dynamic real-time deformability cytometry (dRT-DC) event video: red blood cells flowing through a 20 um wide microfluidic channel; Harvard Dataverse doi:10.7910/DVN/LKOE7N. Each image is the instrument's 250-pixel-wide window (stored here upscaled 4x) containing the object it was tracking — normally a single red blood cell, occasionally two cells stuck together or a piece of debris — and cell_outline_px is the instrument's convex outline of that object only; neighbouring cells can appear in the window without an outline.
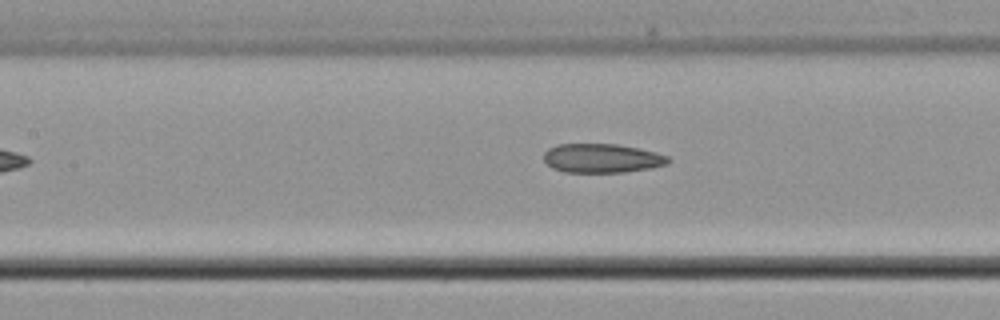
{"species": "common noctule bat (a hibernating species)", "species_latin": "Nyctalus noctula", "temperature_condition": "cold", "stored_images_in_passage": 4, "camera_frame_rate_fps": 3000, "um_per_image_px": 0.085, "animal": {"sex": "male", "body_mass_g": 21.5, "forearm_length_mm": 52.0}, "frame": {"image": 1, "passage_image": 4, "time_ms": 3.667, "image_size_px": [1000, 320], "cell_outline_px": [[672, 160], [668, 164], [648, 168], [624, 172], [564, 172], [552, 168], [544, 160], [544, 152], [548, 148], [556, 144], [616, 144], [656, 152], [668, 156]], "centroid_in_image_um": [51.15, 13.45], "position_along_channel_um": 156.3, "area_um2": 21.04}}